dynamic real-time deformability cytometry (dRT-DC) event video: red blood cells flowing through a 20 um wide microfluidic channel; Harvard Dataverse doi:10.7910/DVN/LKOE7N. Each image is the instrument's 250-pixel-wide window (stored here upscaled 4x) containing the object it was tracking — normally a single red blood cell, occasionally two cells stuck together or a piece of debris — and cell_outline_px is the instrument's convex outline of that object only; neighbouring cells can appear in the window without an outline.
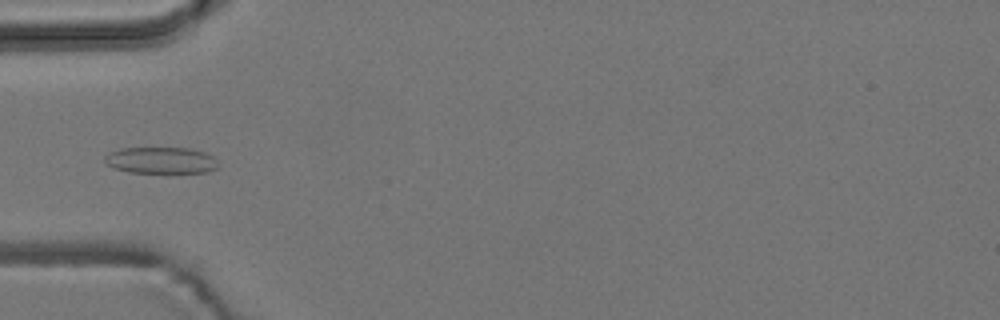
{"species": "common noctule bat (a hibernating species)", "species_latin": "Nyctalus noctula", "temperature_condition": "room temperature", "stored_images_in_passage": 5, "camera_frame_rate_fps": 3000, "um_per_image_px": 0.085, "animal": {"sex": "male", "body_mass_g": 19.2, "forearm_length_mm": 51.8}, "frame": {"image": 1, "passage_image": 5, "time_ms": 5.333, "image_size_px": [1000, 320], "cell_outline_px": [[220, 164], [216, 168], [208, 172], [172, 176], [128, 172], [112, 168], [104, 160], [104, 156], [108, 152], [120, 148], [188, 148], [204, 152], [212, 156]], "centroid_in_image_um": [13.7, 13.69], "position_along_channel_um": 71.3, "area_um2": 18.67}}